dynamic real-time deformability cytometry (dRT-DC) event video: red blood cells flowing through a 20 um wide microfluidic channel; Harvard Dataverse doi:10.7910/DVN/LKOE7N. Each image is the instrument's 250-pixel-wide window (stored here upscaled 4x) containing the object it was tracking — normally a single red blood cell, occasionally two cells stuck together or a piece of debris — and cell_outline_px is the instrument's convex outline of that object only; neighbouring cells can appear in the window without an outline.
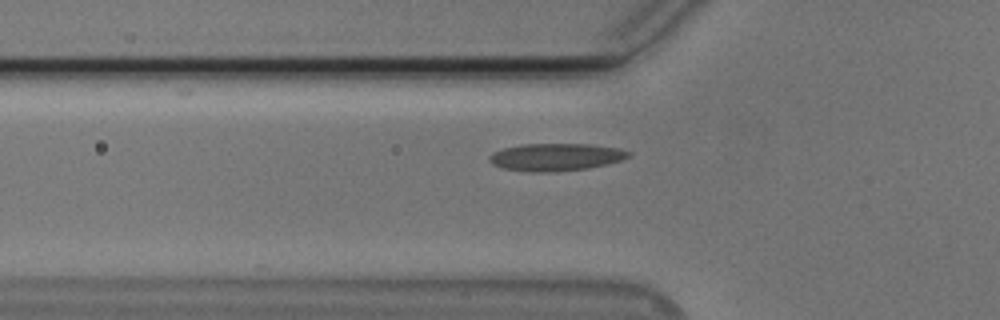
{"species": "Egyptian fruit bat (a non-hibernating species)", "species_latin": "Rousettus aegyptiacus", "temperature_condition": "cold", "stored_images_in_passage": 41, "camera_frame_rate_fps": 3000, "um_per_image_px": 0.085, "animal": {"sex": "male"}, "frame": {"image": 1, "passage_image": 6, "time_ms": 1.667, "image_size_px": [1000, 320], "cell_outline_px": [[632, 152], [628, 156], [620, 160], [608, 164], [588, 168], [544, 172], [536, 172], [504, 168], [492, 164], [488, 160], [488, 156], [492, 152], [504, 148], [520, 144], [592, 144], [620, 148]], "centroid_in_image_um": [47.24, 13.33], "position_along_channel_um": 78.6, "area_um2": 22.2}}
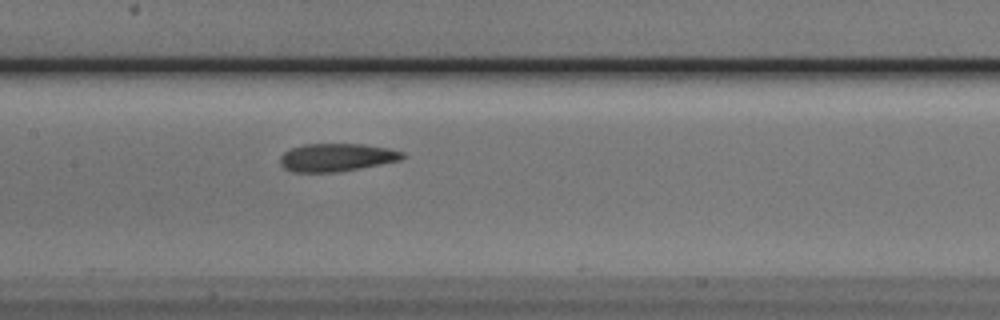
{"frame": {"image": 2, "passage_image": 14, "time_ms": 4.333, "image_size_px": [1000, 320], "cell_outline_px": [[408, 156], [400, 160], [380, 164], [336, 172], [292, 172], [284, 168], [280, 164], [280, 156], [284, 152], [292, 148], [304, 144], [364, 144], [388, 148], [404, 152]], "centroid_in_image_um": [28.61, 13.37], "position_along_channel_um": 178.8, "area_um2": 19.94}}
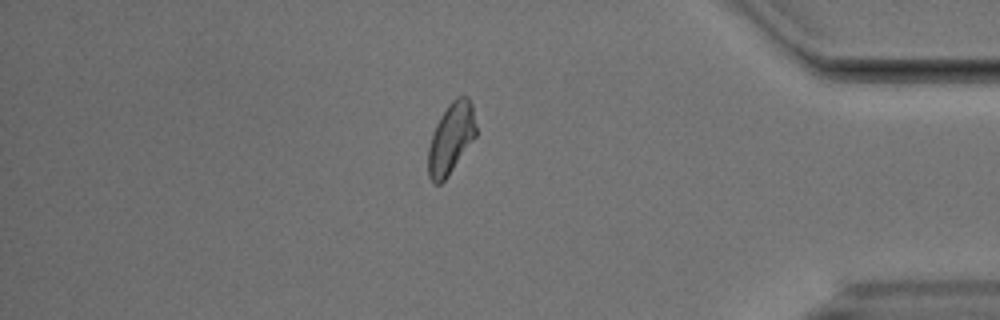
{"frame": {"image": 3, "passage_image": 34, "time_ms": 11.0, "image_size_px": [1000, 320], "cell_outline_px": [[476, 136], [444, 180], [440, 184], [432, 184], [428, 176], [428, 148], [432, 132], [440, 116], [448, 104], [456, 96], [468, 96], [472, 104], [476, 128]], "centroid_in_image_um": [38.31, 11.74], "position_along_channel_um": 396.9, "area_um2": 19.71}}